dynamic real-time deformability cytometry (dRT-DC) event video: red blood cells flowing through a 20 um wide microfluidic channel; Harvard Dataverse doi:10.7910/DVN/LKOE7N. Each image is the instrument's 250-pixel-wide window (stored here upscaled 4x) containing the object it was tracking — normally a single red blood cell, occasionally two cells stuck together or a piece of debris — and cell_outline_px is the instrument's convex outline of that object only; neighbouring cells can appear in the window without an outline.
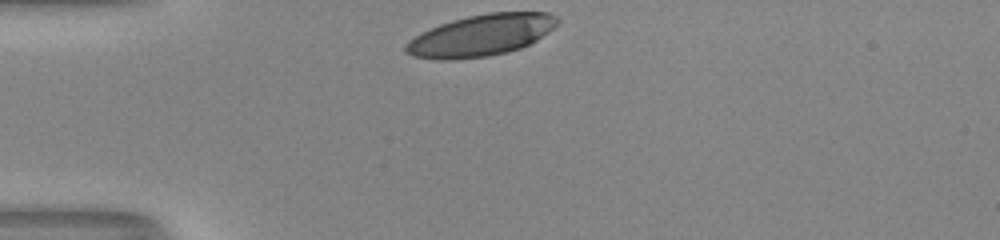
{"species": "human", "species_latin": "Homo sapiens", "temperature_condition": "room temperature", "stored_images_in_passage": 29, "camera_frame_rate_fps": 3000, "um_per_image_px": 0.085, "donor": {"sex": "male"}, "frame": {"image": 1, "passage_image": 1, "time_ms": 0.0, "image_size_px": [1000, 240], "cell_outline_px": [[560, 20], [548, 32], [536, 40], [520, 48], [488, 56], [448, 60], [440, 60], [412, 56], [404, 52], [404, 48], [408, 40], [420, 32], [440, 24], [452, 20], [468, 16], [488, 12], [548, 12], [556, 16]], "centroid_in_image_um": [40.85, 3.0], "position_along_channel_um": 44.2, "area_um2": 36.59}}
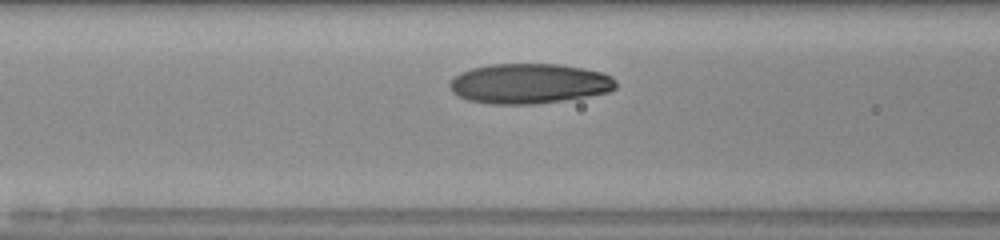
{"frame": {"image": 2, "passage_image": 9, "time_ms": 2.667, "image_size_px": [1000, 240], "cell_outline_px": [[616, 88], [608, 92], [588, 96], [564, 100], [532, 104], [488, 104], [468, 100], [452, 92], [448, 84], [460, 72], [472, 68], [488, 64], [560, 64], [604, 72], [612, 76], [616, 80]], "centroid_in_image_um": [44.99, 7.1], "position_along_channel_um": 121.6, "area_um2": 38.9}}
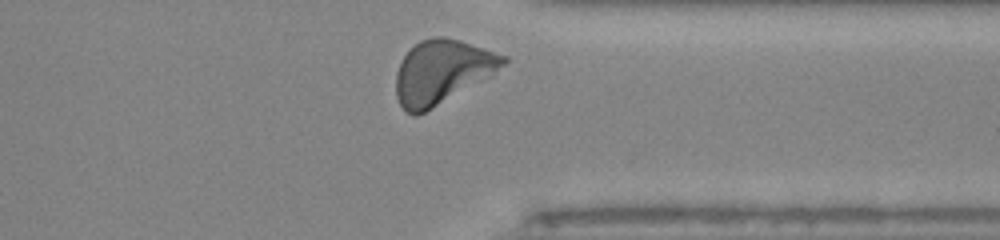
{"frame": {"image": 3, "passage_image": 28, "time_ms": 9.0, "image_size_px": [1000, 240], "cell_outline_px": [[508, 60], [492, 76], [424, 112], [416, 116], [412, 116], [400, 104], [396, 96], [396, 72], [404, 56], [420, 40], [432, 36], [444, 36], [460, 40], [508, 56]], "centroid_in_image_um": [37.59, 6.09], "position_along_channel_um": 373.8, "area_um2": 39.71}, "authors_computed_cell_mechanics": {"area_um2": 37.6856, "velocity_mm_per_s": 4.0129, "shape_relaxation_time_tau1_ms": 2.9086, "shape_relaxation_time_tau2_ms": 1.0387, "deformation_change_tau1": 0.1465, "deformation_change_tau2": 0.0528}}